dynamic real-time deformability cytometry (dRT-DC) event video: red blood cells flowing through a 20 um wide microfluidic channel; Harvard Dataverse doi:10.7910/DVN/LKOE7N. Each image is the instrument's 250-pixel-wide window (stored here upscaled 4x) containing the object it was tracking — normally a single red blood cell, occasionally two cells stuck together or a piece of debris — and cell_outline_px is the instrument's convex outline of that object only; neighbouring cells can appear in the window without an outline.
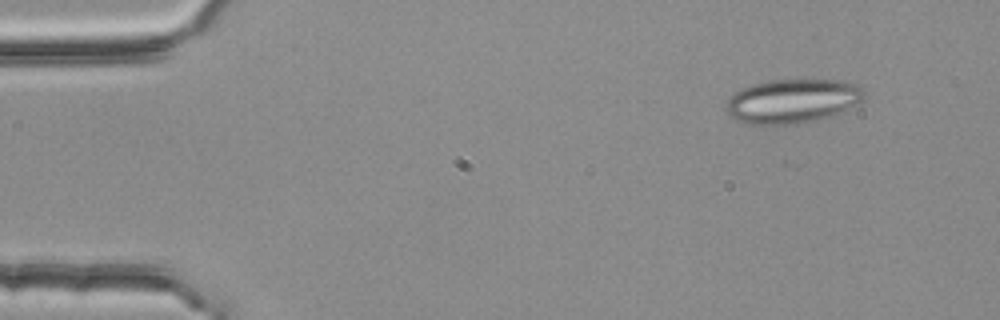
{"species": "common noctule bat (a hibernating species)", "species_latin": "Nyctalus noctula", "temperature_condition": "room temperature", "stored_images_in_passage": 3, "camera_frame_rate_fps": 3000, "um_per_image_px": 0.085, "animal": {"sex": "female", "body_mass_g": 25.1}, "frame": {"image": 1, "passage_image": 1, "time_ms": 0.0, "image_size_px": [1000, 320], "cell_outline_px": [[864, 100], [836, 116], [800, 124], [772, 128], [744, 124], [736, 120], [724, 108], [724, 104], [740, 88], [752, 84], [768, 80], [844, 80], [860, 84], [864, 88]], "centroid_in_image_um": [67.38, 8.64], "position_along_channel_um": 17.6, "area_um2": 37.05}}